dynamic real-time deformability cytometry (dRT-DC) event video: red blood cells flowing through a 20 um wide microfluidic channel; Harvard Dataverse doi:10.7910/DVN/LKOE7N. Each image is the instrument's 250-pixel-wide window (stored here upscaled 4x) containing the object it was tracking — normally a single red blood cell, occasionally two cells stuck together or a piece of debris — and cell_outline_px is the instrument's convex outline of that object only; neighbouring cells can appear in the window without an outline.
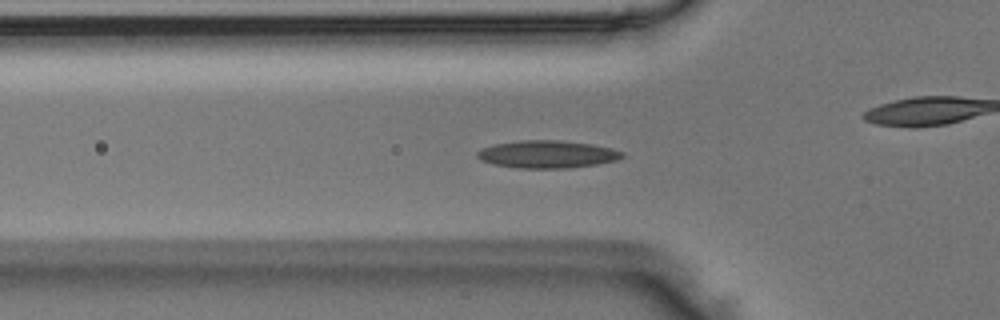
{"species": "Egyptian fruit bat (a non-hibernating species)", "species_latin": "Rousettus aegyptiacus", "temperature_condition": "room temperature", "stored_images_in_passage": 44, "camera_frame_rate_fps": 3000, "um_per_image_px": 0.085, "animal": {"sex": "male"}, "frame": {"image": 1, "passage_image": 9, "time_ms": 2.667, "image_size_px": [1000, 320], "cell_outline_px": [[624, 156], [616, 160], [596, 164], [568, 168], [520, 168], [492, 164], [480, 160], [476, 156], [476, 152], [492, 144], [524, 140], [560, 140], [592, 144], [612, 148], [624, 152]], "centroid_in_image_um": [46.51, 13.11], "position_along_channel_um": 79.3, "area_um2": 23.29}}
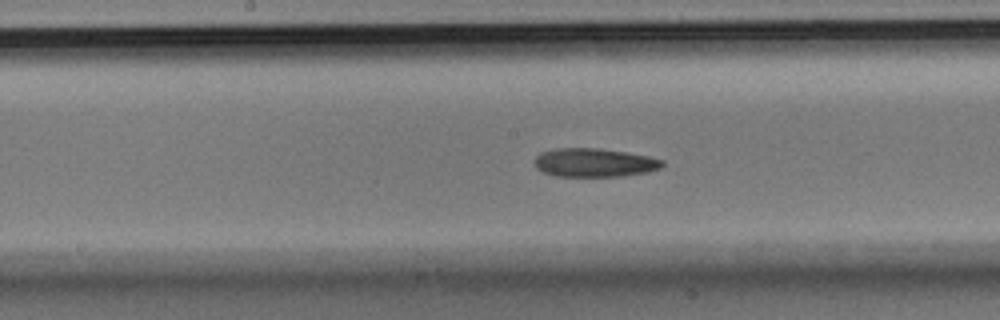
{"frame": {"image": 2, "passage_image": 18, "time_ms": 5.667, "image_size_px": [1000, 320], "cell_outline_px": [[664, 164], [660, 168], [648, 172], [624, 176], [556, 176], [544, 172], [536, 168], [536, 156], [540, 152], [556, 148], [600, 148], [648, 156], [664, 160]], "centroid_in_image_um": [50.53, 13.82], "position_along_channel_um": 197.7, "area_um2": 21.27}}
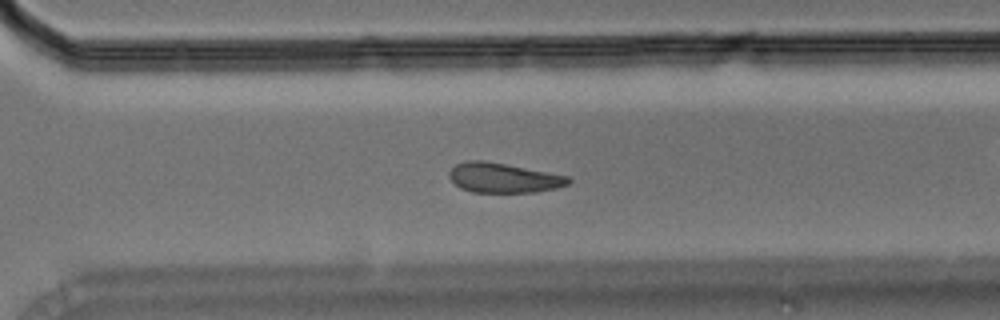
{"frame": {"image": 3, "passage_image": 28, "time_ms": 9.0, "image_size_px": [1000, 320], "cell_outline_px": [[572, 180], [568, 184], [556, 188], [536, 192], [472, 192], [460, 188], [448, 176], [448, 172], [456, 164], [468, 160], [484, 160], [568, 176]], "centroid_in_image_um": [42.77, 15.12], "position_along_channel_um": 327.8, "area_um2": 20.52}}